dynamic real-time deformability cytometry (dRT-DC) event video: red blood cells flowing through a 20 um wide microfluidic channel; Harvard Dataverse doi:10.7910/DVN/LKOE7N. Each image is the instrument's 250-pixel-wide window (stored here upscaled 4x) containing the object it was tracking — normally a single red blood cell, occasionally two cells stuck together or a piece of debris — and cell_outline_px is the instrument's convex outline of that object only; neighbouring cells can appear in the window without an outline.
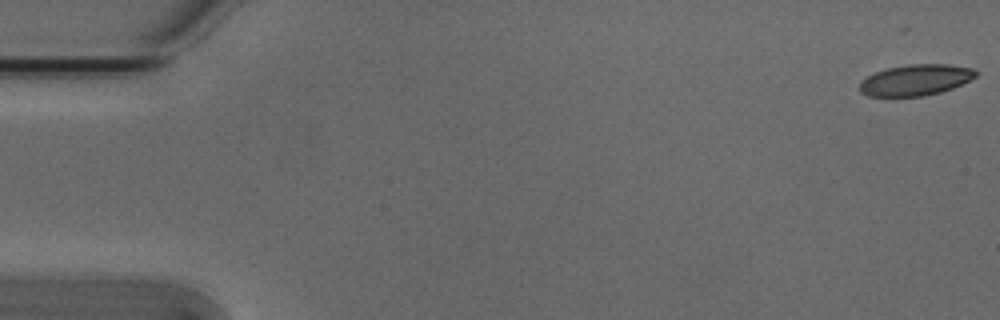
{"species": "Egyptian fruit bat (a non-hibernating species)", "species_latin": "Rousettus aegyptiacus", "temperature_condition": "cold", "stored_images_in_passage": 54, "camera_frame_rate_fps": 3000, "um_per_image_px": 0.085, "animal": {"sex": "male"}, "frame": {"image": 1, "passage_image": 1, "time_ms": 0.0, "image_size_px": [1000, 320], "cell_outline_px": [[980, 72], [976, 76], [952, 88], [940, 92], [924, 96], [868, 96], [860, 92], [860, 84], [868, 76], [876, 72], [888, 68], [908, 64], [948, 64], [972, 68]], "centroid_in_image_um": [77.85, 6.79], "position_along_channel_um": 7.2, "area_um2": 20.81}}
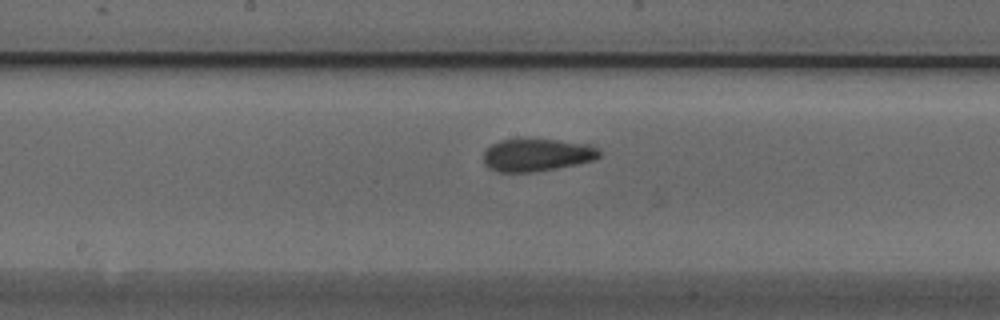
{"frame": {"image": 2, "passage_image": 28, "time_ms": 9.0, "image_size_px": [1000, 320], "cell_outline_px": [[600, 156], [592, 160], [576, 164], [556, 168], [532, 172], [500, 172], [488, 168], [484, 164], [484, 152], [492, 144], [500, 140], [560, 140], [592, 144], [600, 152]], "centroid_in_image_um": [45.64, 13.18], "position_along_channel_um": 202.6, "area_um2": 21.79}}
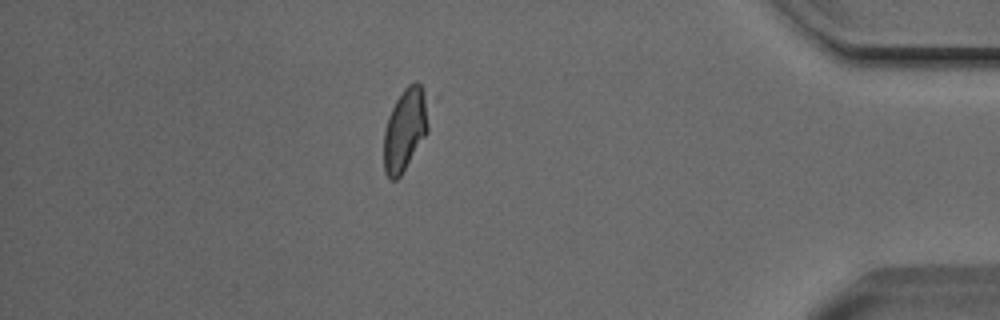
{"frame": {"image": 3, "passage_image": 47, "time_ms": 15.333, "image_size_px": [1000, 320], "cell_outline_px": [[432, 96], [428, 132], [400, 176], [396, 180], [388, 180], [384, 172], [384, 132], [388, 116], [396, 100], [404, 88], [408, 84], [416, 80]], "centroid_in_image_um": [34.5, 10.92], "position_along_channel_um": 400.7, "area_um2": 22.43}, "authors_computed_cell_mechanics": {"area_um2": 22.8021, "velocity_mm_per_s": 3.7944, "shape_relaxation_time_tau1_ms": 3.9652, "shape_relaxation_time_tau2_ms": null, "deformation_change_tau1": 0.1015, "deformation_change_tau2": null}}